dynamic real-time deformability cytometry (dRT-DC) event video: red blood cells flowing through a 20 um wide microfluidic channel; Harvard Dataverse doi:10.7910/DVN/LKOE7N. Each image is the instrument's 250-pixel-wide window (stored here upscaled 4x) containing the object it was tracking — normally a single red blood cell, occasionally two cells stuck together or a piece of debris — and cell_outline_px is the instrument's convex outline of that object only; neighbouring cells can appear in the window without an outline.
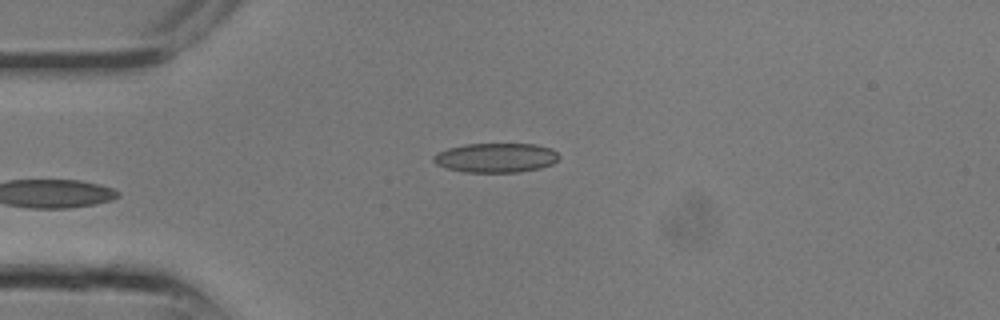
{"species": "common noctule bat (a hibernating species)", "species_latin": "Nyctalus noctula", "temperature_condition": "room temperature", "stored_images_in_passage": 7, "camera_frame_rate_fps": 3000, "um_per_image_px": 0.085, "animal": {"sex": "male", "body_mass_g": 13.3}, "frame": {"image": 1, "passage_image": 7, "time_ms": 2.0, "image_size_px": [1000, 320], "cell_outline_px": [[560, 156], [552, 164], [540, 168], [516, 172], [464, 172], [448, 168], [436, 164], [432, 160], [432, 156], [448, 148], [464, 144], [536, 144], [552, 148]], "centroid_in_image_um": [42.15, 13.4], "position_along_channel_um": 42.8, "area_um2": 21.44}}